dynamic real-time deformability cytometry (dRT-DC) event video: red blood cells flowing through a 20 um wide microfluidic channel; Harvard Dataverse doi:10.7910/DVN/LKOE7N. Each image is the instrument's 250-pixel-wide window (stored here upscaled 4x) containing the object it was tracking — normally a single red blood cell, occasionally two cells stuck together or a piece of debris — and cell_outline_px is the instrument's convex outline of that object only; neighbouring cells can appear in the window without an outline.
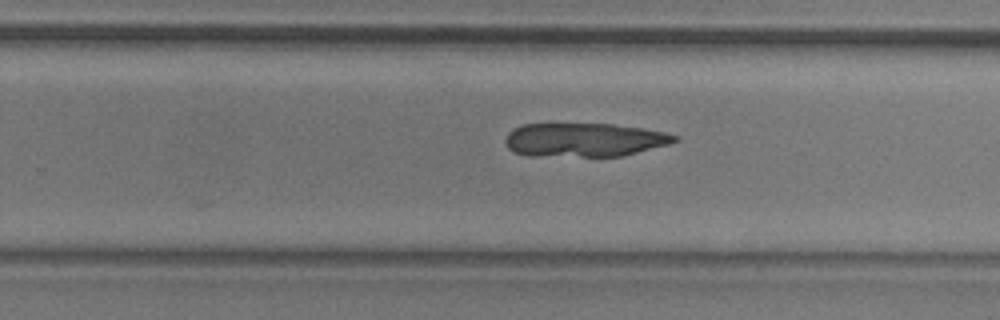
{"species": "common noctule bat (a hibernating species)", "species_latin": "Nyctalus noctula", "temperature_condition": "room temperature", "stored_images_in_passage": 39, "camera_frame_rate_fps": 3000, "um_per_image_px": 0.085, "animal": {"sex": "male", "body_mass_g": 20.5, "forearm_length_mm": 52.5}, "frame": {"image": 1, "passage_image": 20, "time_ms": 6.333, "image_size_px": [1000, 320], "cell_outline_px": [[680, 140], [668, 144], [620, 156], [528, 156], [512, 152], [508, 148], [504, 140], [508, 132], [512, 128], [524, 124], [612, 124], [644, 128], [664, 132], [680, 136]], "centroid_in_image_um": [49.63, 11.88], "position_along_channel_um": 280.2, "area_um2": 33.47}}
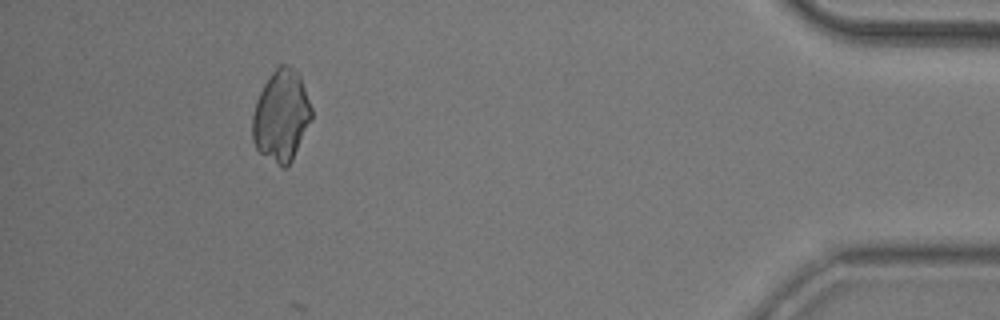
{"frame": {"image": 2, "passage_image": 35, "time_ms": 11.333, "image_size_px": [1000, 320], "cell_outline_px": [[312, 120], [292, 160], [284, 168], [260, 152], [256, 148], [252, 140], [252, 116], [256, 100], [264, 84], [272, 72], [280, 64], [288, 64], [300, 72], [312, 108]], "centroid_in_image_um": [23.92, 9.8], "position_along_channel_um": 411.3, "area_um2": 31.67}}